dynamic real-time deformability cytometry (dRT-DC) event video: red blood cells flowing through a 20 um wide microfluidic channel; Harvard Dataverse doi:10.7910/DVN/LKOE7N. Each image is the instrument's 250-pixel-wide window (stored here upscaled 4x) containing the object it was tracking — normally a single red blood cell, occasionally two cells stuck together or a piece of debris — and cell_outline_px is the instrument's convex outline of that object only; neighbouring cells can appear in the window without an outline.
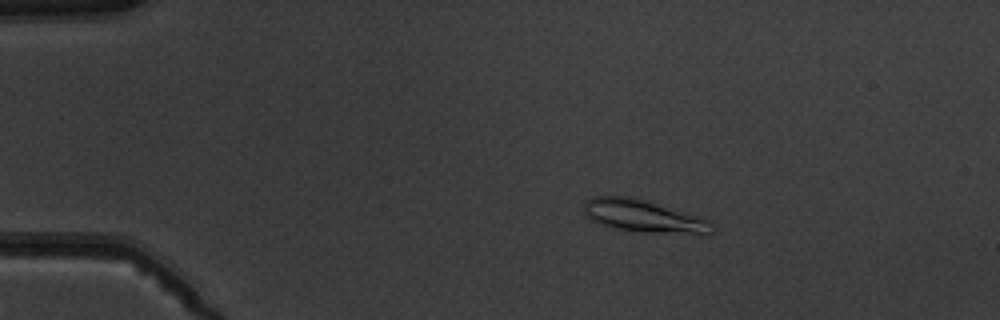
{"species": "common noctule bat (a hibernating species)", "species_latin": "Nyctalus noctula", "temperature_condition": "warm", "stored_images_in_passage": 5, "camera_frame_rate_fps": 3000, "um_per_image_px": 0.085, "animal": {"sex": "male", "body_mass_g": 19.5, "forearm_length_mm": 54.6}, "frame": {"image": 1, "passage_image": 3, "time_ms": 2.333, "image_size_px": [1000, 320], "cell_outline_px": [[712, 236], [708, 236], [648, 232], [616, 228], [600, 224], [592, 220], [584, 212], [584, 204], [592, 196], [628, 196], [712, 220]], "centroid_in_image_um": [54.79, 18.4], "position_along_channel_um": 30.2, "area_um2": 24.1}}